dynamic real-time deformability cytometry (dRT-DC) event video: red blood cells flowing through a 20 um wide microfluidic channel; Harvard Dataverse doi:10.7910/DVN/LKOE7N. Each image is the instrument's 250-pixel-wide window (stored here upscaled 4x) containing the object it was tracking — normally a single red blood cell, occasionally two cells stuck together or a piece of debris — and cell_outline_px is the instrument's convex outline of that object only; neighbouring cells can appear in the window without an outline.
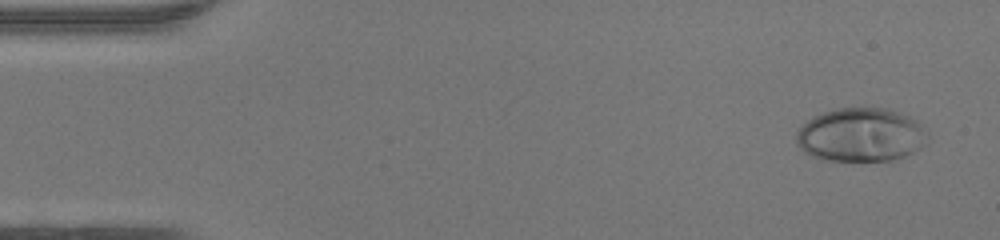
{"species": "human", "species_latin": "Homo sapiens", "temperature_condition": "warm", "stored_images_in_passage": 48, "camera_frame_rate_fps": 3000, "um_per_image_px": 0.085, "donor": {"sex": "female"}, "frame": {"image": 1, "passage_image": 3, "time_ms": 0.667, "image_size_px": [1000, 240], "cell_outline_px": [[924, 144], [920, 148], [904, 156], [892, 160], [828, 160], [812, 156], [804, 152], [796, 144], [796, 132], [812, 116], [836, 108], [888, 108], [900, 112], [916, 120], [920, 124]], "centroid_in_image_um": [73.1, 11.45], "position_along_channel_um": 11.9, "area_um2": 40.52}}
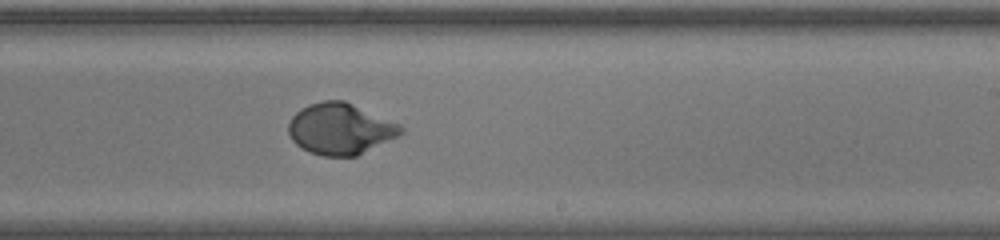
{"frame": {"image": 2, "passage_image": 29, "time_ms": 9.333, "image_size_px": [1000, 240], "cell_outline_px": [[404, 132], [400, 136], [356, 156], [324, 156], [308, 152], [300, 148], [292, 140], [288, 132], [288, 124], [292, 116], [300, 108], [308, 104], [324, 100], [344, 100], [400, 124], [404, 128]], "centroid_in_image_um": [28.92, 10.95], "position_along_channel_um": 260.1, "area_um2": 33.81}}
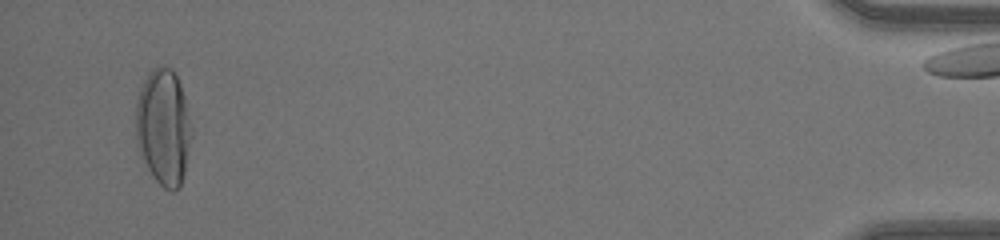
{"frame": {"image": 3, "passage_image": 46, "time_ms": 15.0, "image_size_px": [1000, 240], "cell_outline_px": [[192, 136], [184, 176], [180, 188], [172, 192], [164, 188], [152, 176], [136, 144], [136, 100], [140, 88], [148, 72], [152, 68], [172, 68], [180, 84], [184, 96], [192, 128]], "centroid_in_image_um": [13.9, 10.83], "position_along_channel_um": 421.3, "area_um2": 37.86}, "authors_computed_cell_mechanics": {"area_um2": 33.4951, "velocity_mm_per_s": 4.3506, "shape_relaxation_time_tau1_ms": 3.838, "shape_relaxation_time_tau2_ms": null, "deformation_change_tau1": 0.2501, "deformation_change_tau2": null}}